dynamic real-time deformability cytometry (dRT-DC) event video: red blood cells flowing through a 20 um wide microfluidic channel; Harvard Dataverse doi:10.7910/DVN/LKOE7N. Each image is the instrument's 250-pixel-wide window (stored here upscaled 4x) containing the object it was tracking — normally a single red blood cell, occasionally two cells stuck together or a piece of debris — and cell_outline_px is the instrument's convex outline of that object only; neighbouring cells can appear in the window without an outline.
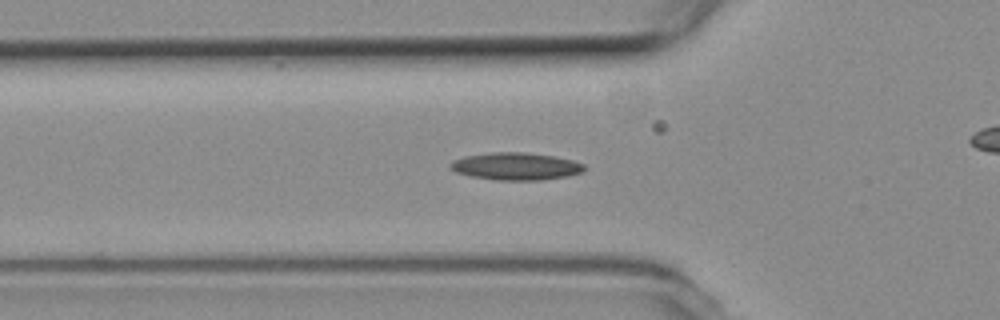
{"species": "common noctule bat (a hibernating species)", "species_latin": "Nyctalus noctula", "temperature_condition": "room temperature", "stored_images_in_passage": 55, "camera_frame_rate_fps": 3000, "um_per_image_px": 0.085, "animal": {"sex": "female", "body_mass_g": 19.3, "forearm_length_mm": 54.1}, "frame": {"image": 1, "passage_image": 18, "time_ms": 5.667, "image_size_px": [1000, 320], "cell_outline_px": [[584, 172], [568, 176], [540, 180], [496, 180], [472, 176], [456, 172], [448, 168], [448, 164], [452, 160], [464, 156], [492, 152], [524, 152], [552, 156], [572, 160], [584, 164]], "centroid_in_image_um": [43.81, 14.13], "position_along_channel_um": 82.0, "area_um2": 21.44}}
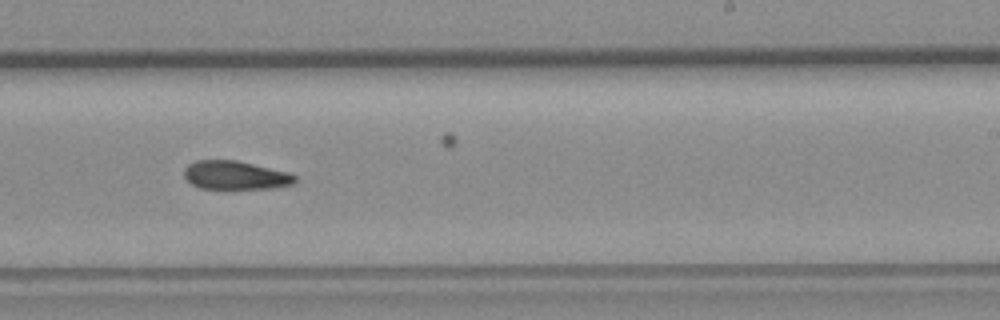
{"frame": {"image": 2, "passage_image": 33, "time_ms": 10.667, "image_size_px": [1000, 320], "cell_outline_px": [[296, 184], [272, 188], [200, 188], [192, 184], [184, 176], [184, 168], [188, 164], [196, 160], [236, 160], [288, 172], [296, 176]], "centroid_in_image_um": [20.01, 14.89], "position_along_channel_um": 269.0, "area_um2": 18.38}}
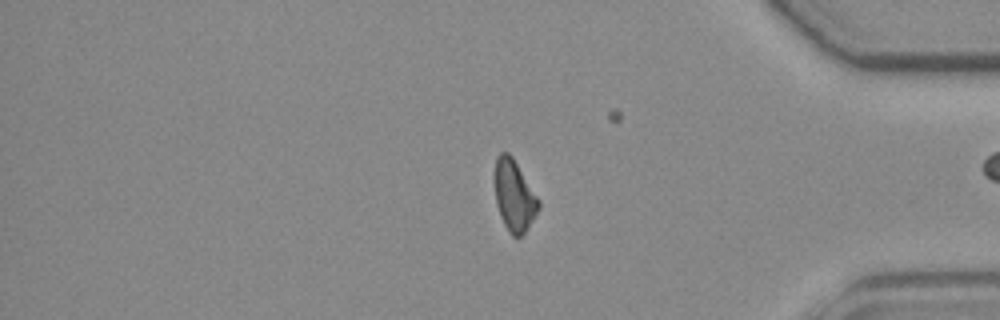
{"frame": {"image": 3, "passage_image": 45, "time_ms": 14.667, "image_size_px": [1000, 320], "cell_outline_px": [[540, 208], [524, 232], [520, 236], [512, 236], [508, 232], [500, 216], [496, 204], [496, 156], [500, 152], [508, 152], [512, 156], [540, 200]], "centroid_in_image_um": [43.72, 16.63], "position_along_channel_um": 391.5, "area_um2": 17.92}}